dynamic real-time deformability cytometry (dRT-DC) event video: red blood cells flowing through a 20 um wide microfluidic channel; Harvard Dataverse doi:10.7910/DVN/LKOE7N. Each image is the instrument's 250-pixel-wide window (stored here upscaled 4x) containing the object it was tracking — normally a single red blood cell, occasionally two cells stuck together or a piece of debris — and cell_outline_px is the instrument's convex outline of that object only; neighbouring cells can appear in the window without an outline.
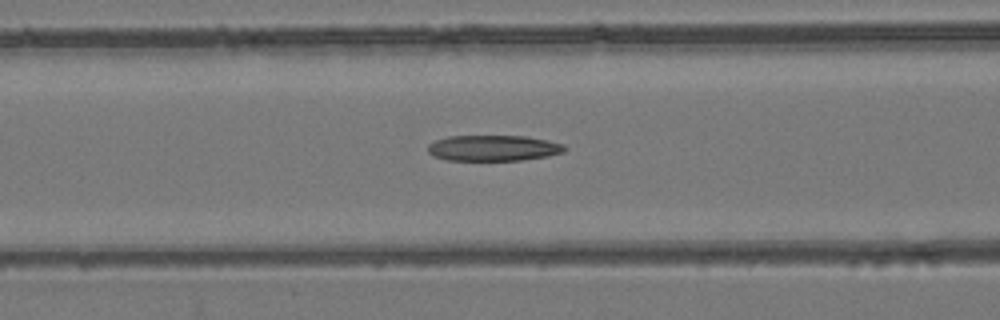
{"species": "common noctule bat (a hibernating species)", "species_latin": "Nyctalus noctula", "temperature_condition": "room temperature", "stored_images_in_passage": 52, "camera_frame_rate_fps": 3000, "um_per_image_px": 0.085, "animal": {"sex": "female", "body_mass_g": 24.6, "forearm_length_mm": 56.2}, "frame": {"image": 1, "passage_image": 20, "time_ms": 6.333, "image_size_px": [1000, 320], "cell_outline_px": [[568, 148], [564, 152], [548, 156], [520, 160], [448, 160], [432, 156], [428, 152], [428, 144], [436, 140], [448, 136], [524, 136], [548, 140], [564, 144]], "centroid_in_image_um": [41.95, 12.58], "position_along_channel_um": 124.7, "area_um2": 20.63}}
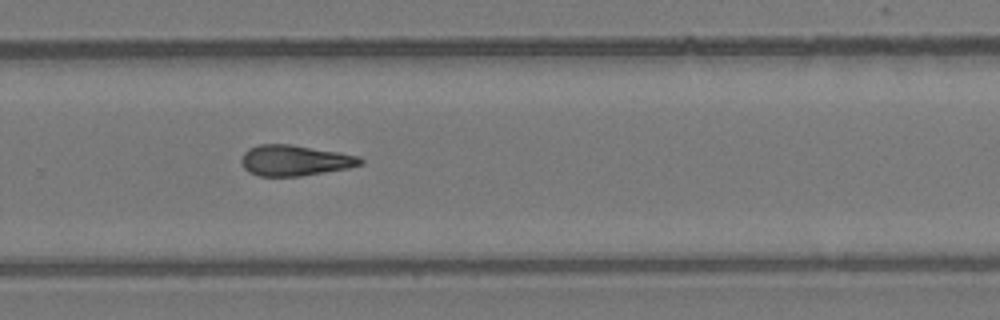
{"frame": {"image": 2, "passage_image": 34, "time_ms": 11.0, "image_size_px": [1000, 320], "cell_outline_px": [[364, 164], [348, 168], [300, 176], [260, 176], [248, 172], [244, 168], [240, 160], [244, 152], [248, 148], [260, 144], [292, 144], [340, 152], [360, 156], [364, 160]], "centroid_in_image_um": [25.07, 13.63], "position_along_channel_um": 304.7, "area_um2": 21.5}}
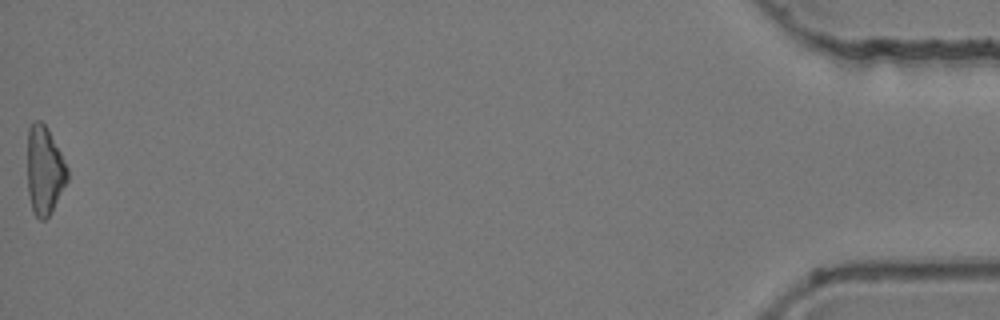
{"frame": {"image": 3, "passage_image": 52, "time_ms": 17.0, "image_size_px": [1000, 320], "cell_outline_px": [[68, 180], [48, 216], [44, 220], [40, 220], [36, 216], [32, 208], [28, 192], [28, 128], [36, 120], [40, 120], [48, 128], [68, 168]], "centroid_in_image_um": [3.78, 14.46], "position_along_channel_um": 431.4, "area_um2": 20.29}}